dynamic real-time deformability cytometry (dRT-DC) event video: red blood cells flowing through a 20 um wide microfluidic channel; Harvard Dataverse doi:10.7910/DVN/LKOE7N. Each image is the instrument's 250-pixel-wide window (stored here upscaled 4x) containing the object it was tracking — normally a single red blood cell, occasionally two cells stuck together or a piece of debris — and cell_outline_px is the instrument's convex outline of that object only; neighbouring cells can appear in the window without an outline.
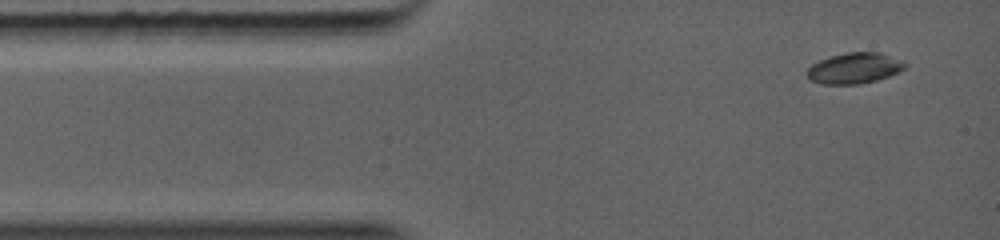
{"species": "common noctule bat (a hibernating species)", "species_latin": "Nyctalus noctula", "temperature_condition": "warm", "stored_images_in_passage": 17, "camera_frame_rate_fps": 5000, "um_per_image_px": 0.085, "animal": {"sex": "female", "body_mass_g": 19.0, "forearm_length_mm": 56.7}, "frame": {"image": 1, "passage_image": 1, "time_ms": 0.0, "image_size_px": [1000, 240], "cell_outline_px": [[908, 64], [900, 72], [876, 80], [860, 84], [820, 84], [808, 80], [808, 68], [812, 64], [820, 60], [832, 56], [848, 52], [876, 52], [888, 56]], "centroid_in_image_um": [72.59, 5.81], "position_along_channel_um": 12.4, "area_um2": 17.34}}
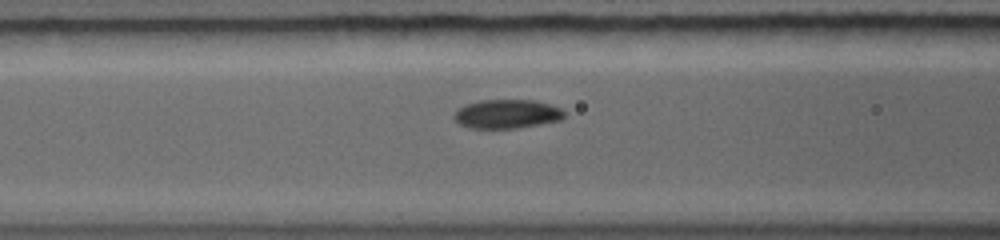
{"frame": {"image": 2, "passage_image": 9, "time_ms": 3.4, "image_size_px": [1000, 240], "cell_outline_px": [[564, 112], [560, 116], [552, 120], [508, 128], [480, 128], [464, 124], [456, 120], [456, 112], [464, 104], [480, 100], [536, 100], [560, 108]], "centroid_in_image_um": [43.02, 9.63], "position_along_channel_um": 123.6, "area_um2": 17.34}}
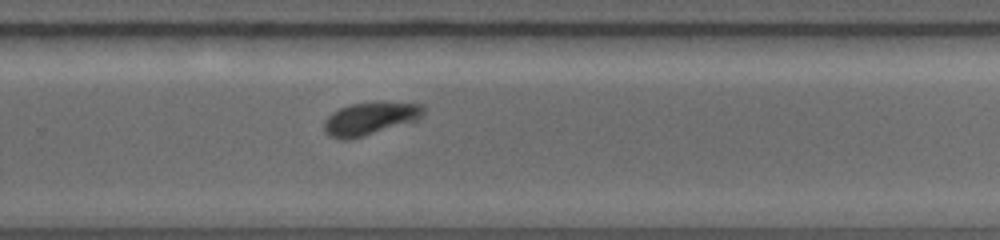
{"frame": {"image": 3, "passage_image": 17, "time_ms": 7.0, "image_size_px": [1000, 240], "cell_outline_px": [[424, 112], [420, 116], [356, 136], [336, 136], [328, 132], [328, 116], [340, 108], [352, 104], [376, 100], [420, 104], [424, 108]], "centroid_in_image_um": [31.51, 9.93], "position_along_channel_um": 298.3, "area_um2": 16.88}}